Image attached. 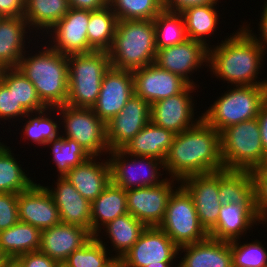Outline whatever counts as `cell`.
<instances>
[{"label": "cell", "mask_w": 267, "mask_h": 267, "mask_svg": "<svg viewBox=\"0 0 267 267\" xmlns=\"http://www.w3.org/2000/svg\"><path fill=\"white\" fill-rule=\"evenodd\" d=\"M108 154L111 182L124 190L156 186L167 178L161 177L164 175L161 172L165 171L162 160L154 157L132 156L123 149L111 150Z\"/></svg>", "instance_id": "30bf717a"}, {"label": "cell", "mask_w": 267, "mask_h": 267, "mask_svg": "<svg viewBox=\"0 0 267 267\" xmlns=\"http://www.w3.org/2000/svg\"><path fill=\"white\" fill-rule=\"evenodd\" d=\"M267 223L258 215L254 205H221L217 224L208 232L209 237L222 241L241 239L254 225Z\"/></svg>", "instance_id": "7402d4cb"}, {"label": "cell", "mask_w": 267, "mask_h": 267, "mask_svg": "<svg viewBox=\"0 0 267 267\" xmlns=\"http://www.w3.org/2000/svg\"><path fill=\"white\" fill-rule=\"evenodd\" d=\"M10 257L0 248V267H4Z\"/></svg>", "instance_id": "11a10c76"}, {"label": "cell", "mask_w": 267, "mask_h": 267, "mask_svg": "<svg viewBox=\"0 0 267 267\" xmlns=\"http://www.w3.org/2000/svg\"><path fill=\"white\" fill-rule=\"evenodd\" d=\"M1 82L13 92L19 102L28 112H36L46 108L37 95L31 81L18 68H4Z\"/></svg>", "instance_id": "ab89813d"}, {"label": "cell", "mask_w": 267, "mask_h": 267, "mask_svg": "<svg viewBox=\"0 0 267 267\" xmlns=\"http://www.w3.org/2000/svg\"><path fill=\"white\" fill-rule=\"evenodd\" d=\"M17 195L0 193V231L10 228L19 221Z\"/></svg>", "instance_id": "f6af8a7d"}, {"label": "cell", "mask_w": 267, "mask_h": 267, "mask_svg": "<svg viewBox=\"0 0 267 267\" xmlns=\"http://www.w3.org/2000/svg\"><path fill=\"white\" fill-rule=\"evenodd\" d=\"M93 237L91 231L82 226L60 223L41 231L39 251L62 264Z\"/></svg>", "instance_id": "44dd1931"}, {"label": "cell", "mask_w": 267, "mask_h": 267, "mask_svg": "<svg viewBox=\"0 0 267 267\" xmlns=\"http://www.w3.org/2000/svg\"><path fill=\"white\" fill-rule=\"evenodd\" d=\"M177 265V266H176ZM174 267H182L179 263L178 264H176Z\"/></svg>", "instance_id": "91938a15"}, {"label": "cell", "mask_w": 267, "mask_h": 267, "mask_svg": "<svg viewBox=\"0 0 267 267\" xmlns=\"http://www.w3.org/2000/svg\"><path fill=\"white\" fill-rule=\"evenodd\" d=\"M170 195L165 216L159 224L178 246L205 240L209 235L201 226L192 196L180 184Z\"/></svg>", "instance_id": "9c48e42d"}, {"label": "cell", "mask_w": 267, "mask_h": 267, "mask_svg": "<svg viewBox=\"0 0 267 267\" xmlns=\"http://www.w3.org/2000/svg\"><path fill=\"white\" fill-rule=\"evenodd\" d=\"M111 63L107 51L68 55L67 105L92 108L98 99L104 74Z\"/></svg>", "instance_id": "5b68a950"}, {"label": "cell", "mask_w": 267, "mask_h": 267, "mask_svg": "<svg viewBox=\"0 0 267 267\" xmlns=\"http://www.w3.org/2000/svg\"><path fill=\"white\" fill-rule=\"evenodd\" d=\"M127 213L126 190L111 182L91 202V233L96 236L109 222Z\"/></svg>", "instance_id": "83f0119b"}, {"label": "cell", "mask_w": 267, "mask_h": 267, "mask_svg": "<svg viewBox=\"0 0 267 267\" xmlns=\"http://www.w3.org/2000/svg\"><path fill=\"white\" fill-rule=\"evenodd\" d=\"M101 238L103 239L100 234L94 236L68 256L63 264L66 267H112L118 260L109 252L111 250L106 248L108 245Z\"/></svg>", "instance_id": "74e56055"}, {"label": "cell", "mask_w": 267, "mask_h": 267, "mask_svg": "<svg viewBox=\"0 0 267 267\" xmlns=\"http://www.w3.org/2000/svg\"><path fill=\"white\" fill-rule=\"evenodd\" d=\"M146 226L133 217L130 213L115 218L102 229L103 236L111 241L113 256L119 261L122 256L138 241V238ZM106 232V233H105ZM106 235H104V234Z\"/></svg>", "instance_id": "4dcf8cb0"}, {"label": "cell", "mask_w": 267, "mask_h": 267, "mask_svg": "<svg viewBox=\"0 0 267 267\" xmlns=\"http://www.w3.org/2000/svg\"><path fill=\"white\" fill-rule=\"evenodd\" d=\"M25 0H0V16L23 17Z\"/></svg>", "instance_id": "681fc988"}, {"label": "cell", "mask_w": 267, "mask_h": 267, "mask_svg": "<svg viewBox=\"0 0 267 267\" xmlns=\"http://www.w3.org/2000/svg\"><path fill=\"white\" fill-rule=\"evenodd\" d=\"M240 240L230 241L233 267H267V247L262 241L256 239L242 244Z\"/></svg>", "instance_id": "b9f144b4"}, {"label": "cell", "mask_w": 267, "mask_h": 267, "mask_svg": "<svg viewBox=\"0 0 267 267\" xmlns=\"http://www.w3.org/2000/svg\"><path fill=\"white\" fill-rule=\"evenodd\" d=\"M3 70H4V68L0 65V81H1Z\"/></svg>", "instance_id": "9f6ffc18"}, {"label": "cell", "mask_w": 267, "mask_h": 267, "mask_svg": "<svg viewBox=\"0 0 267 267\" xmlns=\"http://www.w3.org/2000/svg\"><path fill=\"white\" fill-rule=\"evenodd\" d=\"M231 34L208 48L210 75L231 86H267V78H258L265 64L264 49L242 26Z\"/></svg>", "instance_id": "7a4b0ae2"}, {"label": "cell", "mask_w": 267, "mask_h": 267, "mask_svg": "<svg viewBox=\"0 0 267 267\" xmlns=\"http://www.w3.org/2000/svg\"><path fill=\"white\" fill-rule=\"evenodd\" d=\"M175 134L149 121L123 150L132 156L154 157L165 161Z\"/></svg>", "instance_id": "4316f807"}, {"label": "cell", "mask_w": 267, "mask_h": 267, "mask_svg": "<svg viewBox=\"0 0 267 267\" xmlns=\"http://www.w3.org/2000/svg\"><path fill=\"white\" fill-rule=\"evenodd\" d=\"M107 52L111 67L119 70L134 71L155 63L157 50L153 20L118 21Z\"/></svg>", "instance_id": "277c9868"}, {"label": "cell", "mask_w": 267, "mask_h": 267, "mask_svg": "<svg viewBox=\"0 0 267 267\" xmlns=\"http://www.w3.org/2000/svg\"><path fill=\"white\" fill-rule=\"evenodd\" d=\"M51 112L52 107H46L36 112H28L24 117L25 120L24 118L22 119V121L25 122L21 129L24 136H21V138L23 137V139H25L24 141H26L27 138L30 142L45 147L48 141L58 137L61 134L59 132V129H61V120L59 118V121H57L56 116L52 115ZM53 116H55V118Z\"/></svg>", "instance_id": "e575fe53"}, {"label": "cell", "mask_w": 267, "mask_h": 267, "mask_svg": "<svg viewBox=\"0 0 267 267\" xmlns=\"http://www.w3.org/2000/svg\"><path fill=\"white\" fill-rule=\"evenodd\" d=\"M91 11L70 8L64 17L59 20L40 39L47 41L48 45L61 54H81L95 51L87 39V26ZM48 34V35H47ZM44 38V39H43ZM51 39V41H50ZM52 43V44H51Z\"/></svg>", "instance_id": "7c38bea8"}, {"label": "cell", "mask_w": 267, "mask_h": 267, "mask_svg": "<svg viewBox=\"0 0 267 267\" xmlns=\"http://www.w3.org/2000/svg\"><path fill=\"white\" fill-rule=\"evenodd\" d=\"M230 87L201 115L219 133L234 124L257 118L267 99V86Z\"/></svg>", "instance_id": "8992f818"}, {"label": "cell", "mask_w": 267, "mask_h": 267, "mask_svg": "<svg viewBox=\"0 0 267 267\" xmlns=\"http://www.w3.org/2000/svg\"><path fill=\"white\" fill-rule=\"evenodd\" d=\"M155 64L180 76L189 85L196 86L191 76L194 71L202 70V65L206 64L205 68H208V47L200 41L187 39L183 43L157 50Z\"/></svg>", "instance_id": "9a60e30c"}, {"label": "cell", "mask_w": 267, "mask_h": 267, "mask_svg": "<svg viewBox=\"0 0 267 267\" xmlns=\"http://www.w3.org/2000/svg\"><path fill=\"white\" fill-rule=\"evenodd\" d=\"M135 95L153 104L154 102L181 93L189 84L180 76L149 64L132 71Z\"/></svg>", "instance_id": "ffe728a7"}, {"label": "cell", "mask_w": 267, "mask_h": 267, "mask_svg": "<svg viewBox=\"0 0 267 267\" xmlns=\"http://www.w3.org/2000/svg\"><path fill=\"white\" fill-rule=\"evenodd\" d=\"M112 267H120L119 261H117Z\"/></svg>", "instance_id": "6f0895ef"}, {"label": "cell", "mask_w": 267, "mask_h": 267, "mask_svg": "<svg viewBox=\"0 0 267 267\" xmlns=\"http://www.w3.org/2000/svg\"><path fill=\"white\" fill-rule=\"evenodd\" d=\"M164 167L170 178L180 182L188 176L223 170L220 133L201 118L174 136Z\"/></svg>", "instance_id": "6da1fadb"}, {"label": "cell", "mask_w": 267, "mask_h": 267, "mask_svg": "<svg viewBox=\"0 0 267 267\" xmlns=\"http://www.w3.org/2000/svg\"><path fill=\"white\" fill-rule=\"evenodd\" d=\"M4 267H24L18 258H9Z\"/></svg>", "instance_id": "f5cc1de1"}, {"label": "cell", "mask_w": 267, "mask_h": 267, "mask_svg": "<svg viewBox=\"0 0 267 267\" xmlns=\"http://www.w3.org/2000/svg\"><path fill=\"white\" fill-rule=\"evenodd\" d=\"M134 94L132 71L110 67L104 74L97 102L92 109L98 118L107 124L120 113Z\"/></svg>", "instance_id": "2e32d148"}, {"label": "cell", "mask_w": 267, "mask_h": 267, "mask_svg": "<svg viewBox=\"0 0 267 267\" xmlns=\"http://www.w3.org/2000/svg\"><path fill=\"white\" fill-rule=\"evenodd\" d=\"M196 89L197 86L188 85L181 93L151 104L150 121L175 135L193 127L202 118H194L196 104L191 93Z\"/></svg>", "instance_id": "5bb4252c"}, {"label": "cell", "mask_w": 267, "mask_h": 267, "mask_svg": "<svg viewBox=\"0 0 267 267\" xmlns=\"http://www.w3.org/2000/svg\"><path fill=\"white\" fill-rule=\"evenodd\" d=\"M150 112L151 104L134 94L106 124L109 150L123 149L150 121Z\"/></svg>", "instance_id": "e0dca14e"}, {"label": "cell", "mask_w": 267, "mask_h": 267, "mask_svg": "<svg viewBox=\"0 0 267 267\" xmlns=\"http://www.w3.org/2000/svg\"><path fill=\"white\" fill-rule=\"evenodd\" d=\"M220 136L224 169L251 171L267 165L257 118L229 126Z\"/></svg>", "instance_id": "52a82bcc"}, {"label": "cell", "mask_w": 267, "mask_h": 267, "mask_svg": "<svg viewBox=\"0 0 267 267\" xmlns=\"http://www.w3.org/2000/svg\"><path fill=\"white\" fill-rule=\"evenodd\" d=\"M254 184V206L267 223V165L250 171Z\"/></svg>", "instance_id": "7bdbcfd3"}, {"label": "cell", "mask_w": 267, "mask_h": 267, "mask_svg": "<svg viewBox=\"0 0 267 267\" xmlns=\"http://www.w3.org/2000/svg\"><path fill=\"white\" fill-rule=\"evenodd\" d=\"M265 2L263 11L261 12V19H259L260 21L258 22L259 36L252 32V29H250L251 27H249L250 24H242L241 26L257 41L267 54V0Z\"/></svg>", "instance_id": "c3c4849f"}, {"label": "cell", "mask_w": 267, "mask_h": 267, "mask_svg": "<svg viewBox=\"0 0 267 267\" xmlns=\"http://www.w3.org/2000/svg\"><path fill=\"white\" fill-rule=\"evenodd\" d=\"M217 5H199L187 8L181 13L184 18L188 39L200 41L208 48L211 46V42L206 38L211 37L214 32L216 33L217 25L220 24V13H217L219 12Z\"/></svg>", "instance_id": "1f68e13d"}, {"label": "cell", "mask_w": 267, "mask_h": 267, "mask_svg": "<svg viewBox=\"0 0 267 267\" xmlns=\"http://www.w3.org/2000/svg\"><path fill=\"white\" fill-rule=\"evenodd\" d=\"M70 8L95 11L108 6V0H69Z\"/></svg>", "instance_id": "f907efd6"}, {"label": "cell", "mask_w": 267, "mask_h": 267, "mask_svg": "<svg viewBox=\"0 0 267 267\" xmlns=\"http://www.w3.org/2000/svg\"><path fill=\"white\" fill-rule=\"evenodd\" d=\"M55 187L45 186L58 208L61 223L75 224L91 231V202L82 197L65 178L59 177Z\"/></svg>", "instance_id": "cb8c5ba5"}, {"label": "cell", "mask_w": 267, "mask_h": 267, "mask_svg": "<svg viewBox=\"0 0 267 267\" xmlns=\"http://www.w3.org/2000/svg\"><path fill=\"white\" fill-rule=\"evenodd\" d=\"M51 149L52 161L56 166L57 176L65 177L71 168L87 161L91 156L75 140L61 134L45 145Z\"/></svg>", "instance_id": "8d00e7d4"}, {"label": "cell", "mask_w": 267, "mask_h": 267, "mask_svg": "<svg viewBox=\"0 0 267 267\" xmlns=\"http://www.w3.org/2000/svg\"><path fill=\"white\" fill-rule=\"evenodd\" d=\"M117 20H153L163 9L162 0H108Z\"/></svg>", "instance_id": "60d3db41"}, {"label": "cell", "mask_w": 267, "mask_h": 267, "mask_svg": "<svg viewBox=\"0 0 267 267\" xmlns=\"http://www.w3.org/2000/svg\"><path fill=\"white\" fill-rule=\"evenodd\" d=\"M57 267H66L63 263L59 264Z\"/></svg>", "instance_id": "680465c9"}, {"label": "cell", "mask_w": 267, "mask_h": 267, "mask_svg": "<svg viewBox=\"0 0 267 267\" xmlns=\"http://www.w3.org/2000/svg\"><path fill=\"white\" fill-rule=\"evenodd\" d=\"M14 156L11 148L0 142V193L19 194L35 183L21 167L20 160Z\"/></svg>", "instance_id": "836d02e7"}, {"label": "cell", "mask_w": 267, "mask_h": 267, "mask_svg": "<svg viewBox=\"0 0 267 267\" xmlns=\"http://www.w3.org/2000/svg\"><path fill=\"white\" fill-rule=\"evenodd\" d=\"M180 184L192 196L201 226L208 233L218 221L220 171L188 176Z\"/></svg>", "instance_id": "ac0fdd59"}, {"label": "cell", "mask_w": 267, "mask_h": 267, "mask_svg": "<svg viewBox=\"0 0 267 267\" xmlns=\"http://www.w3.org/2000/svg\"><path fill=\"white\" fill-rule=\"evenodd\" d=\"M117 17L108 5L91 11L87 26V39L95 51H108L111 48L117 25Z\"/></svg>", "instance_id": "d590c367"}, {"label": "cell", "mask_w": 267, "mask_h": 267, "mask_svg": "<svg viewBox=\"0 0 267 267\" xmlns=\"http://www.w3.org/2000/svg\"><path fill=\"white\" fill-rule=\"evenodd\" d=\"M24 267H57L59 263L40 251L28 252L17 257Z\"/></svg>", "instance_id": "bcb514c9"}, {"label": "cell", "mask_w": 267, "mask_h": 267, "mask_svg": "<svg viewBox=\"0 0 267 267\" xmlns=\"http://www.w3.org/2000/svg\"><path fill=\"white\" fill-rule=\"evenodd\" d=\"M176 183L180 185L179 180L166 178L156 186L126 190L128 213L146 227L159 226L164 219L169 197L177 187Z\"/></svg>", "instance_id": "8fae6325"}, {"label": "cell", "mask_w": 267, "mask_h": 267, "mask_svg": "<svg viewBox=\"0 0 267 267\" xmlns=\"http://www.w3.org/2000/svg\"><path fill=\"white\" fill-rule=\"evenodd\" d=\"M182 267H233L230 241L207 237L205 240L179 247Z\"/></svg>", "instance_id": "d4e9b609"}, {"label": "cell", "mask_w": 267, "mask_h": 267, "mask_svg": "<svg viewBox=\"0 0 267 267\" xmlns=\"http://www.w3.org/2000/svg\"><path fill=\"white\" fill-rule=\"evenodd\" d=\"M27 113L28 111L17 102L13 92H10L0 81V121L3 119L4 121L10 120L9 122L12 124V121L16 122L13 119L17 118L20 121V119L24 118Z\"/></svg>", "instance_id": "ee69618b"}, {"label": "cell", "mask_w": 267, "mask_h": 267, "mask_svg": "<svg viewBox=\"0 0 267 267\" xmlns=\"http://www.w3.org/2000/svg\"><path fill=\"white\" fill-rule=\"evenodd\" d=\"M19 221L31 224L40 231L61 223L59 211L45 185L34 183L17 195Z\"/></svg>", "instance_id": "d6986e66"}, {"label": "cell", "mask_w": 267, "mask_h": 267, "mask_svg": "<svg viewBox=\"0 0 267 267\" xmlns=\"http://www.w3.org/2000/svg\"><path fill=\"white\" fill-rule=\"evenodd\" d=\"M52 113L60 116L62 136L75 140L90 156H106L110 152L106 124L92 108L62 105L52 108ZM60 113V114H59Z\"/></svg>", "instance_id": "ba28073f"}, {"label": "cell", "mask_w": 267, "mask_h": 267, "mask_svg": "<svg viewBox=\"0 0 267 267\" xmlns=\"http://www.w3.org/2000/svg\"><path fill=\"white\" fill-rule=\"evenodd\" d=\"M175 262H154L145 267H174Z\"/></svg>", "instance_id": "db71d44e"}, {"label": "cell", "mask_w": 267, "mask_h": 267, "mask_svg": "<svg viewBox=\"0 0 267 267\" xmlns=\"http://www.w3.org/2000/svg\"><path fill=\"white\" fill-rule=\"evenodd\" d=\"M41 231L31 224L18 221L6 230L0 231V248L10 257L39 251Z\"/></svg>", "instance_id": "d6a6232c"}, {"label": "cell", "mask_w": 267, "mask_h": 267, "mask_svg": "<svg viewBox=\"0 0 267 267\" xmlns=\"http://www.w3.org/2000/svg\"><path fill=\"white\" fill-rule=\"evenodd\" d=\"M165 10L182 13L190 7L199 5L217 4L219 0H162Z\"/></svg>", "instance_id": "7dc6e473"}, {"label": "cell", "mask_w": 267, "mask_h": 267, "mask_svg": "<svg viewBox=\"0 0 267 267\" xmlns=\"http://www.w3.org/2000/svg\"><path fill=\"white\" fill-rule=\"evenodd\" d=\"M257 120L261 133L262 146L267 156V99L261 105Z\"/></svg>", "instance_id": "816d5d0a"}, {"label": "cell", "mask_w": 267, "mask_h": 267, "mask_svg": "<svg viewBox=\"0 0 267 267\" xmlns=\"http://www.w3.org/2000/svg\"><path fill=\"white\" fill-rule=\"evenodd\" d=\"M69 9V0H25L23 17L29 28L36 31H32L35 34L34 41L39 39L36 35L38 37L40 33L41 36L47 33Z\"/></svg>", "instance_id": "f1b7e54d"}, {"label": "cell", "mask_w": 267, "mask_h": 267, "mask_svg": "<svg viewBox=\"0 0 267 267\" xmlns=\"http://www.w3.org/2000/svg\"><path fill=\"white\" fill-rule=\"evenodd\" d=\"M156 50L174 46L188 39L184 18L179 12L163 9L154 19Z\"/></svg>", "instance_id": "f35d334b"}, {"label": "cell", "mask_w": 267, "mask_h": 267, "mask_svg": "<svg viewBox=\"0 0 267 267\" xmlns=\"http://www.w3.org/2000/svg\"><path fill=\"white\" fill-rule=\"evenodd\" d=\"M107 158L104 161L105 157L102 160L100 156H91L65 175L79 194L89 202H93L111 183V169Z\"/></svg>", "instance_id": "603a6c76"}, {"label": "cell", "mask_w": 267, "mask_h": 267, "mask_svg": "<svg viewBox=\"0 0 267 267\" xmlns=\"http://www.w3.org/2000/svg\"><path fill=\"white\" fill-rule=\"evenodd\" d=\"M218 199L221 205H254V184L250 171L220 170Z\"/></svg>", "instance_id": "f546056e"}, {"label": "cell", "mask_w": 267, "mask_h": 267, "mask_svg": "<svg viewBox=\"0 0 267 267\" xmlns=\"http://www.w3.org/2000/svg\"><path fill=\"white\" fill-rule=\"evenodd\" d=\"M31 31L24 17L0 19V65L3 68H17L26 47L30 46V43L27 45L26 42L31 35L34 37Z\"/></svg>", "instance_id": "484cf974"}, {"label": "cell", "mask_w": 267, "mask_h": 267, "mask_svg": "<svg viewBox=\"0 0 267 267\" xmlns=\"http://www.w3.org/2000/svg\"><path fill=\"white\" fill-rule=\"evenodd\" d=\"M43 45L39 48L42 50L35 49V54L29 47L17 68L33 83L41 102L56 108L67 102L68 55L53 50L47 43Z\"/></svg>", "instance_id": "3957f363"}, {"label": "cell", "mask_w": 267, "mask_h": 267, "mask_svg": "<svg viewBox=\"0 0 267 267\" xmlns=\"http://www.w3.org/2000/svg\"><path fill=\"white\" fill-rule=\"evenodd\" d=\"M179 247L158 226L146 227L138 241L119 260L120 267H145L154 262H176ZM174 259V260H173Z\"/></svg>", "instance_id": "4fadbf2b"}]
</instances>
